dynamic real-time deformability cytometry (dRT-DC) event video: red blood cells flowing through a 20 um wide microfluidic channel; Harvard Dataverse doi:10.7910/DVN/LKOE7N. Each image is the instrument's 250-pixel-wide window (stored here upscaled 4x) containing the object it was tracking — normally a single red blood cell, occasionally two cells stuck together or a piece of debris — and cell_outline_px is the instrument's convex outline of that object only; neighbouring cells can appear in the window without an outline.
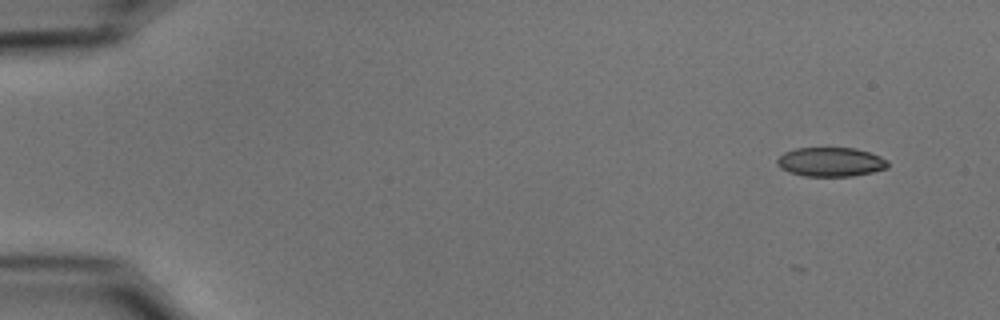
{"species": "common noctule bat (a hibernating species)", "species_latin": "Nyctalus noctula", "temperature_condition": "cold", "stored_images_in_passage": 4, "camera_frame_rate_fps": 3000, "um_per_image_px": 0.085, "animal": {"sex": "male", "body_mass_g": 15.6}, "frame": {"image": 1, "passage_image": 4, "time_ms": 1.0, "image_size_px": [1000, 320], "cell_outline_px": [[888, 168], [872, 172], [852, 176], [804, 176], [788, 172], [780, 168], [776, 164], [776, 160], [784, 152], [796, 148], [856, 148], [880, 156], [888, 160]], "centroid_in_image_um": [70.59, 13.77], "position_along_channel_um": 14.4, "area_um2": 18.9}}